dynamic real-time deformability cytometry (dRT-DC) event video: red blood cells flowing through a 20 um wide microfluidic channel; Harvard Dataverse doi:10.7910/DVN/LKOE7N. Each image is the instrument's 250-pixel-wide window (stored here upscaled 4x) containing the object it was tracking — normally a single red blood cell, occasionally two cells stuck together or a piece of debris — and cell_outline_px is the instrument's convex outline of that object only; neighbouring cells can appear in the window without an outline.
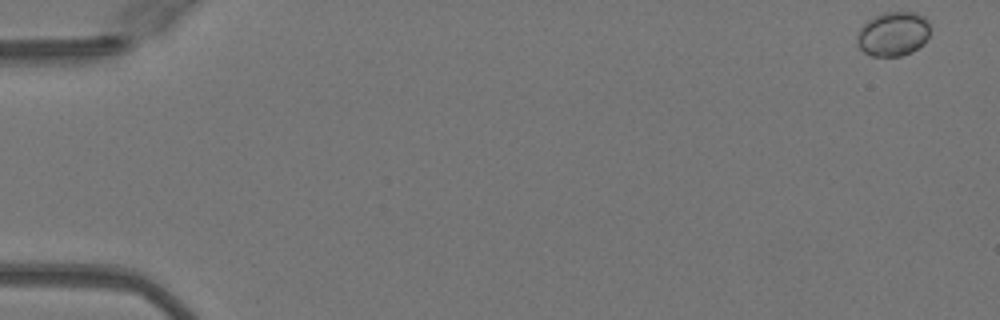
{"species": "Egyptian fruit bat (a non-hibernating species)", "species_latin": "Rousettus aegyptiacus", "temperature_condition": "warm", "stored_images_in_passage": 50, "camera_frame_rate_fps": 3000, "um_per_image_px": 0.085, "animal": {"sex": "female"}, "frame": {"image": 1, "passage_image": 1, "time_ms": 0.0, "image_size_px": [1000, 320], "cell_outline_px": [[928, 36], [924, 44], [912, 52], [900, 56], [872, 56], [864, 52], [856, 44], [856, 36], [860, 28], [868, 20], [876, 16], [888, 12], [916, 12], [924, 16], [928, 24]], "centroid_in_image_um": [75.9, 2.9], "position_along_channel_um": 9.1, "area_um2": 18.84}}
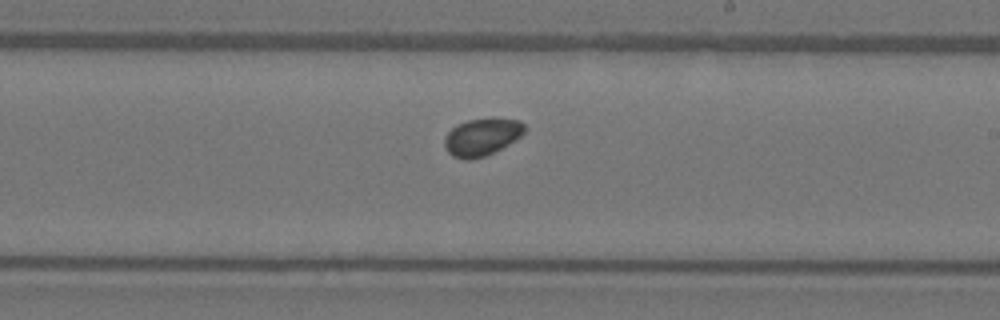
{"frame": {"image": 2, "passage_image": 30, "time_ms": 9.667, "image_size_px": [1000, 320], "cell_outline_px": [[524, 132], [520, 136], [508, 144], [484, 156], [468, 160], [464, 160], [452, 156], [448, 152], [444, 144], [444, 136], [456, 124], [468, 120], [492, 116], [496, 116], [520, 120], [524, 124]], "centroid_in_image_um": [40.95, 11.6], "position_along_channel_um": 248.1, "area_um2": 17.69}}
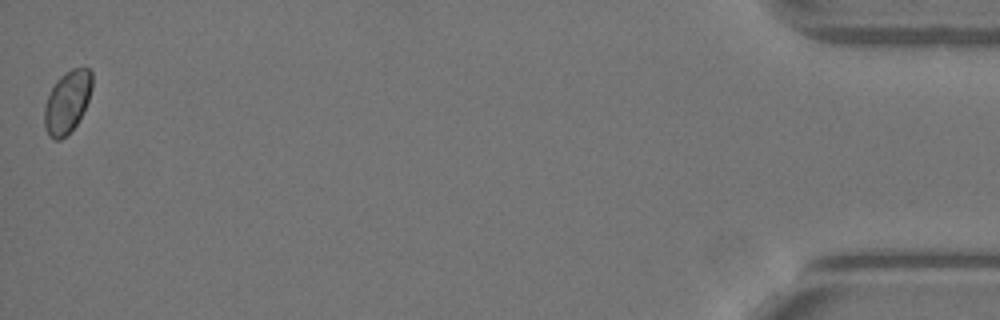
{"frame": {"image": 3, "passage_image": 50, "time_ms": 16.333, "image_size_px": [1000, 320], "cell_outline_px": [[92, 88], [88, 100], [76, 124], [60, 140], [52, 140], [48, 136], [44, 124], [44, 104], [56, 80], [60, 76], [72, 68], [88, 68], [92, 72]], "centroid_in_image_um": [5.69, 8.66], "position_along_channel_um": 429.5, "area_um2": 17.17}, "authors_computed_cell_mechanics": {"area_um2": 17.2244, "velocity_mm_per_s": 4.0643, "shape_relaxation_time_tau1_ms": null, "shape_relaxation_time_tau2_ms": 7.0577, "deformation_change_tau1": null, "deformation_change_tau2": 0.0541}}